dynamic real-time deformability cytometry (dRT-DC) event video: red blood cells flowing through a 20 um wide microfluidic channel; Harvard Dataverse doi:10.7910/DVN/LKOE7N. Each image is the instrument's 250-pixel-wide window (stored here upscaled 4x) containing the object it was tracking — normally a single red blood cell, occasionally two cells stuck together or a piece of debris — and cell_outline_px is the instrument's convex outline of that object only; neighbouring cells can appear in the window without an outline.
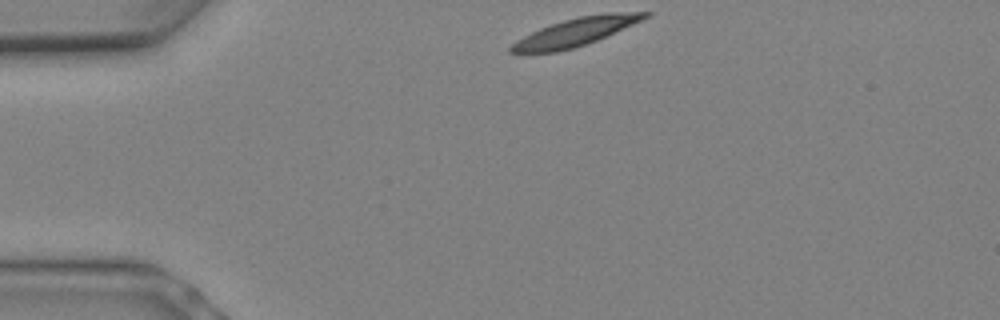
{"species": "Egyptian fruit bat (a non-hibernating species)", "species_latin": "Rousettus aegyptiacus", "temperature_condition": "warm", "stored_images_in_passage": 3, "camera_frame_rate_fps": 3000, "um_per_image_px": 0.085, "animal": {"sex": "female"}, "frame": {"image": 1, "passage_image": 1, "time_ms": 0.0, "image_size_px": [1000, 320], "cell_outline_px": [[652, 12], [648, 16], [640, 20], [596, 40], [572, 48], [556, 52], [508, 52], [508, 48], [516, 40], [540, 28], [564, 20], [580, 16], [608, 12]], "centroid_in_image_um": [48.88, 2.71], "position_along_channel_um": 36.1, "area_um2": 21.1}}